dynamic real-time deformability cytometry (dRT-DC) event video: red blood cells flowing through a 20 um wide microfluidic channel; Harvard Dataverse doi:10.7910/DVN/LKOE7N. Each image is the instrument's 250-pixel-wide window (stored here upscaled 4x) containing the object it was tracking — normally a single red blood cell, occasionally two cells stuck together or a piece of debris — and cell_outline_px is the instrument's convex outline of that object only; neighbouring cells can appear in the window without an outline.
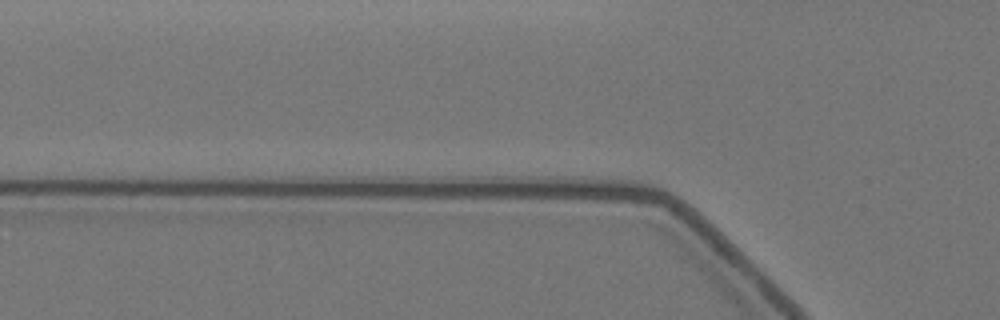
{"species": "Egyptian fruit bat (a non-hibernating species)", "species_latin": "Rousettus aegyptiacus", "temperature_condition": "warm", "stored_images_in_passage": 3, "camera_frame_rate_fps": 3000, "um_per_image_px": 0.085, "animal": {"sex": "female"}, "frame": {"image": 1, "passage_image": 2, "time_ms": 0.333, "image_size_px": [1000, 320], "cell_outline_px": [[608, 268], [544, 276], [452, 272], [420, 268], [420, 264], [428, 256], [548, 256], [580, 260], [604, 264]], "centroid_in_image_um": [43.29, 22.53], "position_along_channel_um": 82.5, "area_um2": 20.58}}